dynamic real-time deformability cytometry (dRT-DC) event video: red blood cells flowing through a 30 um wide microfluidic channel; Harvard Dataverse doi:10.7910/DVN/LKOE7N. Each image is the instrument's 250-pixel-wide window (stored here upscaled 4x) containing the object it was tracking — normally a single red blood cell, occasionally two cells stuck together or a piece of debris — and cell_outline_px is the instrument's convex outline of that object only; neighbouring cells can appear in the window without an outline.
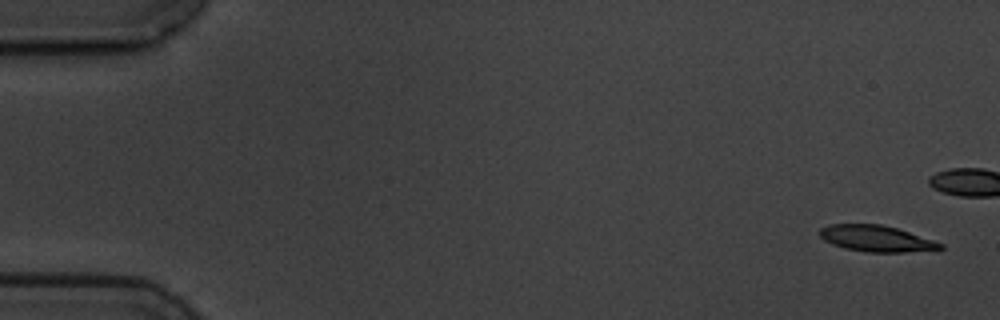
{"species": "common noctule bat (a hibernating species)", "species_latin": "Nyctalus noctula", "temperature_condition": "cold", "stored_images_in_passage": 4, "camera_frame_rate_fps": 3000, "um_per_image_px": 0.085, "animal": {"sex": "male", "body_mass_g": 19.5, "forearm_length_mm": 54.6}, "frame": {"image": 1, "passage_image": 1, "time_ms": 0.0, "image_size_px": [1000, 320], "cell_outline_px": [[944, 248], [904, 252], [864, 252], [844, 248], [832, 244], [824, 240], [820, 236], [820, 228], [828, 224], [880, 224], [896, 228], [944, 244]], "centroid_in_image_um": [74.43, 20.27], "position_along_channel_um": 10.6, "area_um2": 18.21}}